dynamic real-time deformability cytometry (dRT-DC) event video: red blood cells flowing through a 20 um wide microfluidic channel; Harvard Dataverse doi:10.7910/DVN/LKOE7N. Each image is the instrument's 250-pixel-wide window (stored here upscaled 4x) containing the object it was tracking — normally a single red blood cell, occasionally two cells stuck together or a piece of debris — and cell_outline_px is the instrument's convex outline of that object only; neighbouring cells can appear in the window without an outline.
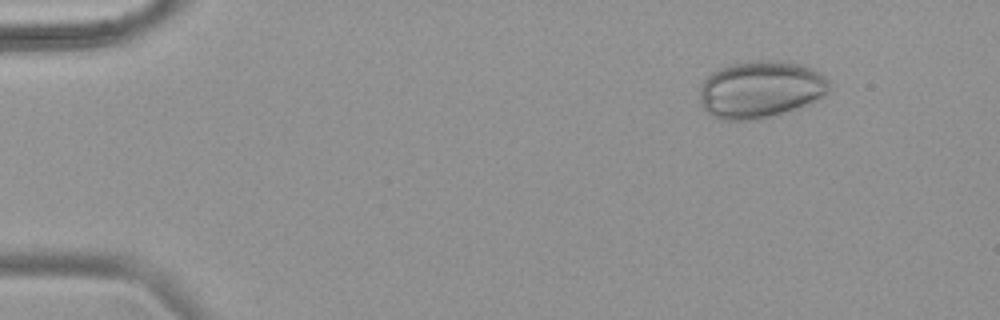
{"species": "common noctule bat (a hibernating species)", "species_latin": "Nyctalus noctula", "temperature_condition": "warm", "stored_images_in_passage": 54, "camera_frame_rate_fps": 3000, "um_per_image_px": 0.085, "animal": {"sex": "female", "body_mass_g": 18.4}, "frame": {"image": 1, "passage_image": 7, "time_ms": 2.0, "image_size_px": [1000, 320], "cell_outline_px": [[832, 88], [824, 96], [816, 100], [784, 112], [756, 120], [720, 120], [712, 116], [700, 104], [700, 84], [716, 68], [728, 64], [752, 60], [776, 60], [804, 64], [820, 72], [832, 84]], "centroid_in_image_um": [64.64, 7.58], "position_along_channel_um": 20.4, "area_um2": 43.7}}
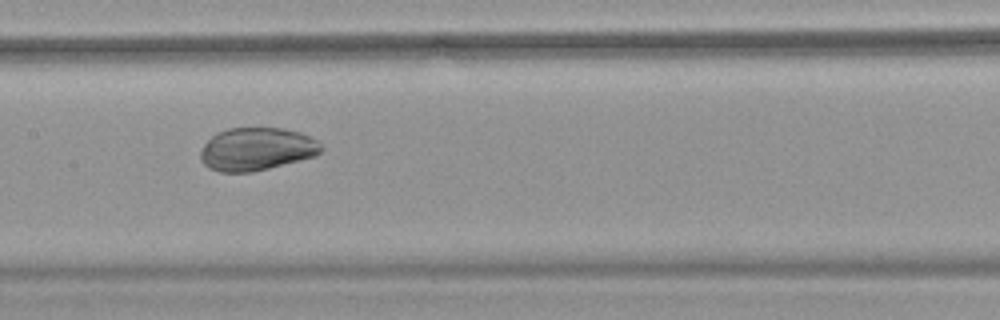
{"frame": {"image": 2, "passage_image": 28, "time_ms": 9.0, "image_size_px": [1000, 320], "cell_outline_px": [[324, 148], [316, 156], [252, 172], [220, 172], [208, 168], [200, 160], [200, 152], [204, 144], [216, 132], [228, 128], [284, 128], [300, 132], [316, 140]], "centroid_in_image_um": [21.79, 12.67], "position_along_channel_um": 185.6, "area_um2": 30.23}}
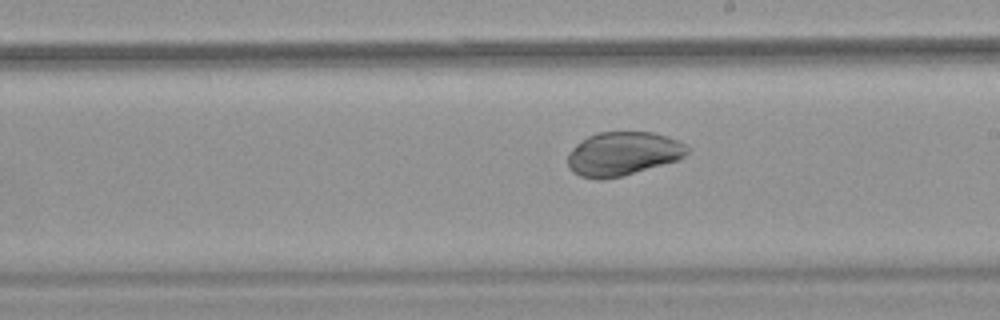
{"frame": {"image": 3, "passage_image": 32, "time_ms": 10.333, "image_size_px": [1000, 320], "cell_outline_px": [[692, 148], [680, 160], [620, 176], [600, 180], [596, 180], [580, 176], [572, 172], [568, 168], [568, 152], [580, 140], [596, 132], [652, 132], [676, 140]], "centroid_in_image_um": [52.92, 13.07], "position_along_channel_um": 236.1, "area_um2": 30.63}}